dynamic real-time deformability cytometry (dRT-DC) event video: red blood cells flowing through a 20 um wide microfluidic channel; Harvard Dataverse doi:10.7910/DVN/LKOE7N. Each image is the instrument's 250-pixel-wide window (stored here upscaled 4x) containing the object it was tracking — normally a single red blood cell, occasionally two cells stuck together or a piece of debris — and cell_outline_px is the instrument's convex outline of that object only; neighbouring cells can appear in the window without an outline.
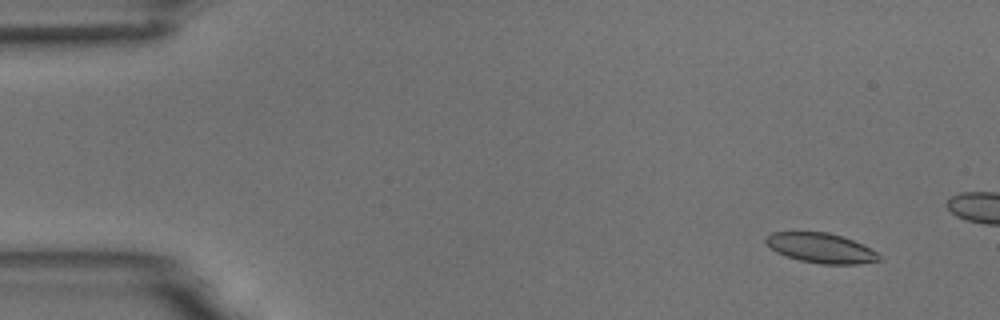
{"species": "common noctule bat (a hibernating species)", "species_latin": "Nyctalus noctula", "temperature_condition": "room temperature", "stored_images_in_passage": 5, "camera_frame_rate_fps": 3000, "um_per_image_px": 0.085, "animal": {"sex": "male", "body_mass_g": 18.8}, "frame": {"image": 1, "passage_image": 2, "time_ms": 1.333, "image_size_px": [1000, 320], "cell_outline_px": [[884, 260], [860, 264], [820, 264], [800, 260], [776, 252], [764, 240], [772, 232], [828, 232], [864, 244], [876, 252]], "centroid_in_image_um": [69.83, 21.09], "position_along_channel_um": 15.2, "area_um2": 19.59}}